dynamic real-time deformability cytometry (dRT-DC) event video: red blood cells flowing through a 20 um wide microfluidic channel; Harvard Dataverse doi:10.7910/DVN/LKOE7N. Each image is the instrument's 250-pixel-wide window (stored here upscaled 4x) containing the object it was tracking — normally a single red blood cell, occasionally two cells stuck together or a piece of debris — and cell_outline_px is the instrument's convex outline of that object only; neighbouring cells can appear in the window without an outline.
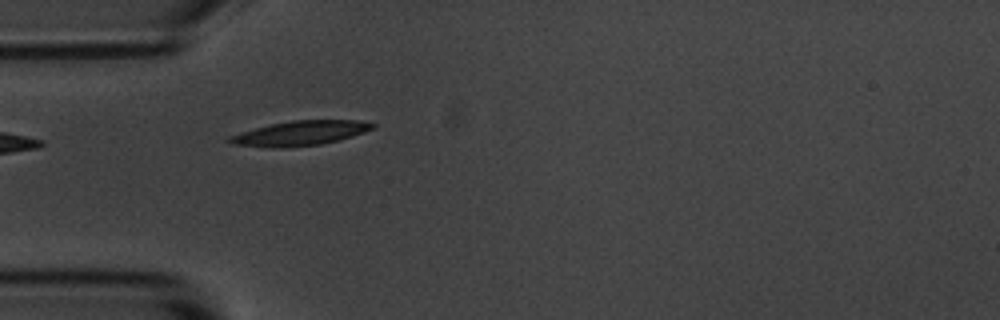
{"species": "common noctule bat (a hibernating species)", "species_latin": "Nyctalus noctula", "temperature_condition": "room temperature", "stored_images_in_passage": 6, "camera_frame_rate_fps": 3000, "um_per_image_px": 0.085, "animal": {"sex": "male", "body_mass_g": 20.1, "forearm_length_mm": 53.5}, "frame": {"image": 1, "passage_image": 5, "time_ms": 5.667, "image_size_px": [1000, 320], "cell_outline_px": [[376, 128], [352, 136], [320, 144], [280, 148], [272, 148], [232, 144], [224, 140], [228, 136], [240, 132], [272, 124], [292, 120], [356, 120], [376, 124]], "centroid_in_image_um": [25.47, 11.32], "position_along_channel_um": 59.5, "area_um2": 20.46}}